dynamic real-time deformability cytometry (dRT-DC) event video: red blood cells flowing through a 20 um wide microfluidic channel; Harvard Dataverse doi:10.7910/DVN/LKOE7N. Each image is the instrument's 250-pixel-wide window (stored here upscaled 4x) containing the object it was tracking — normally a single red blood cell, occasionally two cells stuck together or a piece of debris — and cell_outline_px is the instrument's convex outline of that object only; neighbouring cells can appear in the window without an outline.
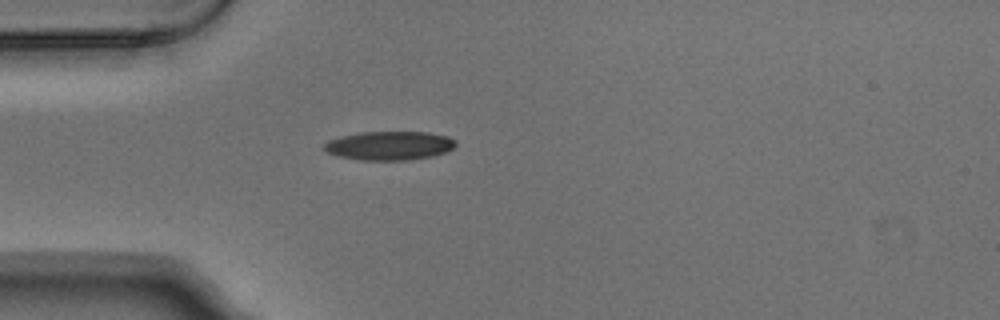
{"species": "Egyptian fruit bat (a non-hibernating species)", "species_latin": "Rousettus aegyptiacus", "temperature_condition": "warm", "stored_images_in_passage": 1, "camera_frame_rate_fps": 3000, "um_per_image_px": 0.085, "animal": {"sex": "male"}, "frame": {"image": 1, "passage_image": 1, "time_ms": 0.0, "image_size_px": [1000, 320], "cell_outline_px": [[456, 144], [452, 148], [444, 152], [432, 156], [408, 160], [360, 160], [340, 156], [328, 152], [324, 148], [324, 144], [328, 140], [344, 136], [364, 132], [428, 132], [448, 136], [456, 140]], "centroid_in_image_um": [33.13, 12.38], "position_along_channel_um": 51.9, "area_um2": 21.85}}